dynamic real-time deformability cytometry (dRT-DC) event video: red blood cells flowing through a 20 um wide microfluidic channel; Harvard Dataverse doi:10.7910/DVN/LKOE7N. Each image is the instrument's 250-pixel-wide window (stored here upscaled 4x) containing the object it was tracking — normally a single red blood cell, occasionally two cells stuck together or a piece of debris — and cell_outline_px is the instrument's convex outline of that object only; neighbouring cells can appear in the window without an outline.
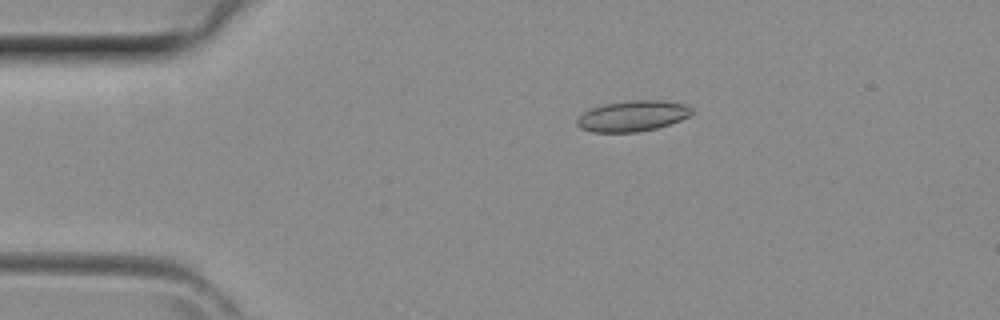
{"species": "common noctule bat (a hibernating species)", "species_latin": "Nyctalus noctula", "temperature_condition": "room temperature", "stored_images_in_passage": 37, "camera_frame_rate_fps": 3000, "um_per_image_px": 0.085, "animal": {"sex": "female", "body_mass_g": 29.2, "forearm_length_mm": 56.3}, "frame": {"image": 1, "passage_image": 3, "time_ms": 0.667, "image_size_px": [1000, 320], "cell_outline_px": [[692, 112], [688, 116], [680, 120], [656, 128], [636, 132], [592, 132], [580, 128], [576, 124], [576, 120], [588, 108], [604, 104], [632, 100], [660, 100], [684, 104], [692, 108]], "centroid_in_image_um": [53.73, 9.85], "position_along_channel_um": 31.3, "area_um2": 20.46}}
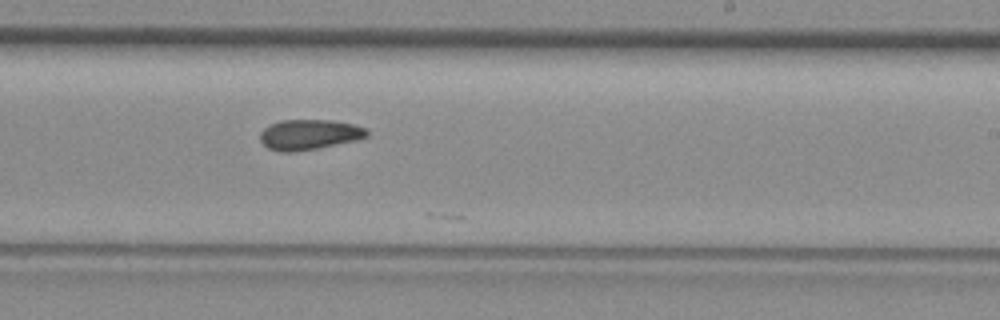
{"frame": {"image": 2, "passage_image": 20, "time_ms": 6.333, "image_size_px": [1000, 320], "cell_outline_px": [[368, 136], [356, 140], [316, 148], [292, 152], [280, 152], [268, 148], [260, 140], [260, 132], [264, 128], [280, 120], [332, 120], [352, 124], [364, 128], [368, 132]], "centroid_in_image_um": [26.25, 11.43], "position_along_channel_um": 262.7, "area_um2": 18.61}}
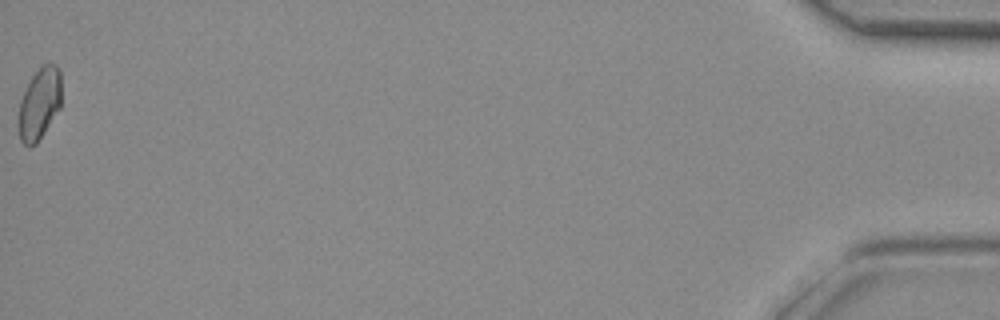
{"frame": {"image": 3, "passage_image": 37, "time_ms": 12.0, "image_size_px": [1000, 320], "cell_outline_px": [[60, 108], [36, 144], [24, 144], [20, 140], [16, 120], [20, 100], [32, 76], [40, 64], [48, 60], [52, 60], [60, 68]], "centroid_in_image_um": [3.33, 8.74], "position_along_channel_um": 431.9, "area_um2": 18.32}}